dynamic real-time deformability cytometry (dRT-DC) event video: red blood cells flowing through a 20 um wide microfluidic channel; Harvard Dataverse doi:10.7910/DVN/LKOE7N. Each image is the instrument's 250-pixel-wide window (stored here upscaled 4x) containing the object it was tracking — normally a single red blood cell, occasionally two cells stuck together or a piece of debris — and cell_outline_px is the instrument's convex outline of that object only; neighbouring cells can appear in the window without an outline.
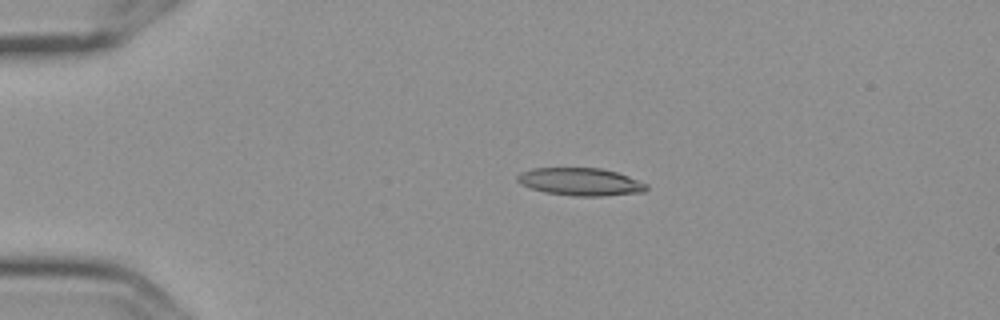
{"species": "Egyptian fruit bat (a non-hibernating species)", "species_latin": "Rousettus aegyptiacus", "temperature_condition": "cold", "stored_images_in_passage": 4, "camera_frame_rate_fps": 3000, "um_per_image_px": 0.085, "frame": {"image": 1, "passage_image": 2, "time_ms": 0.333, "image_size_px": [1000, 320], "cell_outline_px": [[648, 188], [644, 192], [604, 196], [572, 196], [544, 192], [520, 184], [516, 180], [516, 176], [532, 168], [600, 168], [616, 172], [628, 176], [648, 184]], "centroid_in_image_um": [49.35, 15.46], "position_along_channel_um": 35.6, "area_um2": 20.81}}
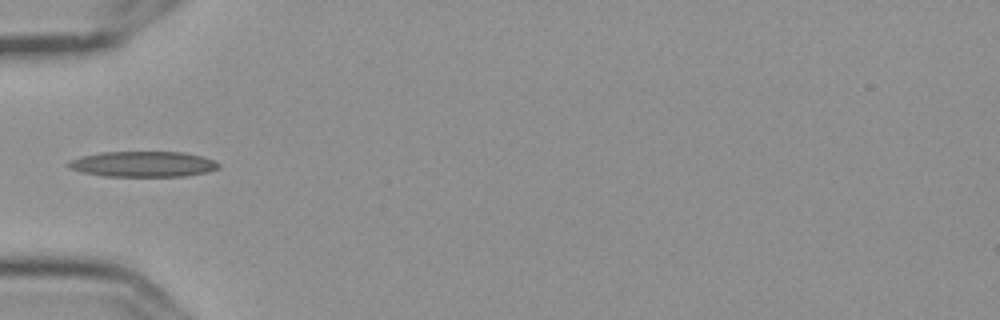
{"frame": {"image": 2, "passage_image": 4, "time_ms": 1.0, "image_size_px": [1000, 320], "cell_outline_px": [[220, 168], [208, 172], [184, 176], [104, 176], [80, 172], [68, 168], [68, 160], [80, 156], [100, 152], [184, 152], [200, 156], [212, 160], [220, 164]], "centroid_in_image_um": [12.12, 13.95], "position_along_channel_um": 72.9, "area_um2": 22.48}}